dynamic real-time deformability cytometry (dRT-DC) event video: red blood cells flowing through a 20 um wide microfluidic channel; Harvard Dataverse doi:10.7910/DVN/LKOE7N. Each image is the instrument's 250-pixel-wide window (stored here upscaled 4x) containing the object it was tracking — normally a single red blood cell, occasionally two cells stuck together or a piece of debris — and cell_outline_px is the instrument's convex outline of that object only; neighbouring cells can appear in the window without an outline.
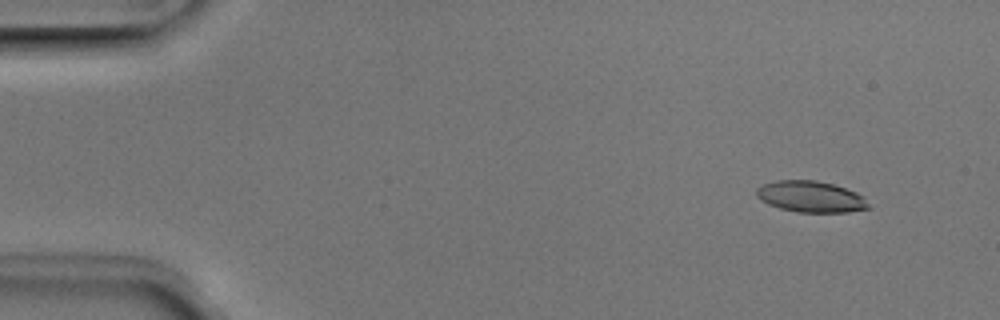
{"species": "Egyptian fruit bat (a non-hibernating species)", "species_latin": "Rousettus aegyptiacus", "temperature_condition": "room temperature", "stored_images_in_passage": 52, "camera_frame_rate_fps": 3000, "um_per_image_px": 0.085, "animal": {"sex": "male"}, "frame": {"image": 1, "passage_image": 5, "time_ms": 1.333, "image_size_px": [1000, 320], "cell_outline_px": [[872, 208], [848, 212], [796, 212], [780, 208], [768, 204], [760, 200], [756, 196], [756, 188], [764, 184], [776, 180], [816, 180], [832, 184], [856, 192], [864, 196]], "centroid_in_image_um": [68.92, 16.72], "position_along_channel_um": 16.1, "area_um2": 20.52}}
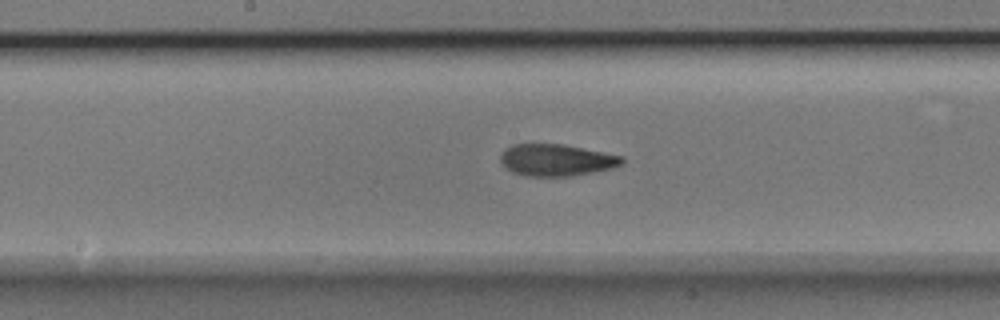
{"frame": {"image": 2, "passage_image": 27, "time_ms": 8.667, "image_size_px": [1000, 320], "cell_outline_px": [[624, 160], [620, 164], [612, 168], [572, 176], [524, 176], [512, 172], [500, 160], [500, 156], [504, 148], [512, 144], [564, 144], [624, 156]], "centroid_in_image_um": [47.28, 13.6], "position_along_channel_um": 200.9, "area_um2": 22.54}}
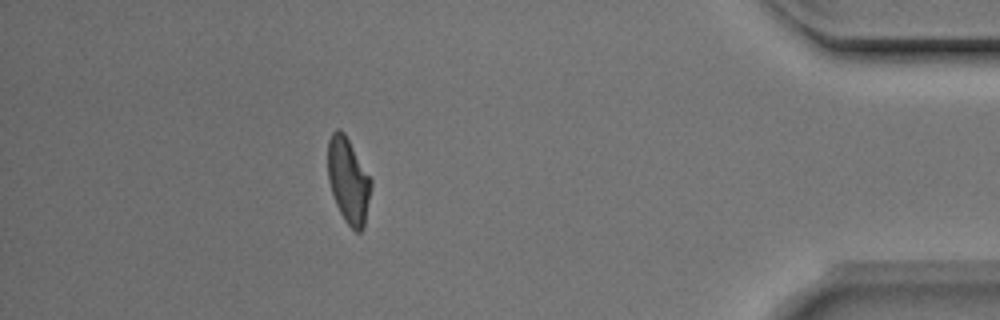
{"frame": {"image": 3, "passage_image": 46, "time_ms": 15.0, "image_size_px": [1000, 320], "cell_outline_px": [[372, 184], [364, 228], [360, 232], [356, 232], [344, 220], [336, 204], [328, 180], [328, 140], [332, 132], [336, 128], [340, 128], [344, 132], [372, 180]], "centroid_in_image_um": [29.61, 15.34], "position_along_channel_um": 405.6, "area_um2": 21.5}, "authors_computed_cell_mechanics": {"area_um2": 21.6461, "velocity_mm_per_s": 3.9742, "shape_relaxation_time_tau1_ms": 5.6697, "shape_relaxation_time_tau2_ms": 1.9136, "deformation_change_tau1": 0.1768, "deformation_change_tau2": 0.0877}}